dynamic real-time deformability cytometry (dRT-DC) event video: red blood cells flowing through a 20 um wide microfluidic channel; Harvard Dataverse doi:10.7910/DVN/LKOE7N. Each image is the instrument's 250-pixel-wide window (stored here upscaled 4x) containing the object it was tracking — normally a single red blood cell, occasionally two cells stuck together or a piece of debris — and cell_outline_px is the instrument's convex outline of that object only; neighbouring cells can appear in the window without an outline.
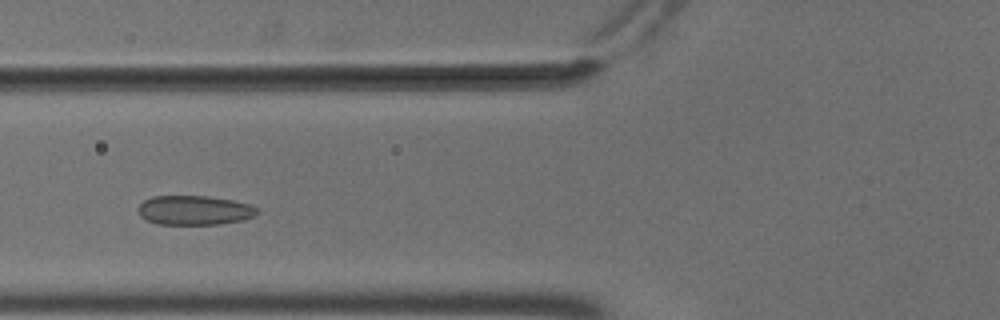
{"species": "common noctule bat (a hibernating species)", "species_latin": "Nyctalus noctula", "temperature_condition": "cold", "stored_images_in_passage": 46, "camera_frame_rate_fps": 3000, "um_per_image_px": 0.085, "animal": {"sex": "male", "body_mass_g": 18.8}, "frame": {"image": 1, "passage_image": 13, "time_ms": 4.0, "image_size_px": [1000, 320], "cell_outline_px": [[260, 212], [244, 220], [220, 224], [156, 224], [140, 216], [136, 208], [144, 200], [152, 196], [204, 196], [232, 200], [248, 204], [256, 208]], "centroid_in_image_um": [16.49, 17.87], "position_along_channel_um": 109.3, "area_um2": 20.35}}
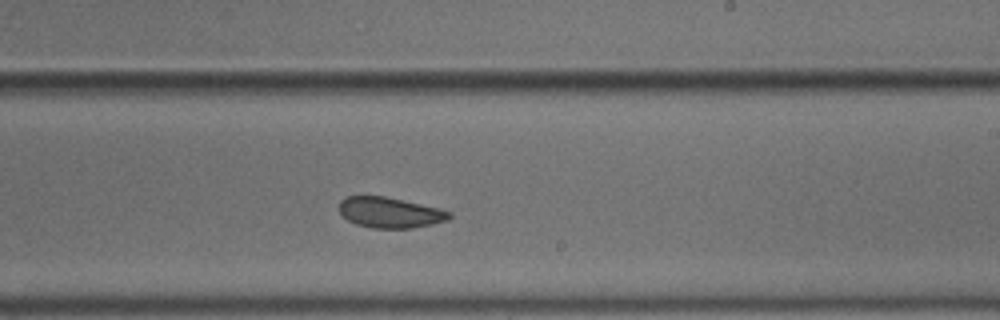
{"frame": {"image": 2, "passage_image": 25, "time_ms": 8.0, "image_size_px": [1000, 320], "cell_outline_px": [[452, 216], [448, 220], [432, 224], [412, 228], [372, 228], [356, 224], [348, 220], [340, 212], [340, 200], [344, 196], [384, 196], [440, 208], [452, 212]], "centroid_in_image_um": [33.16, 18.06], "position_along_channel_um": 255.8, "area_um2": 19.65}}
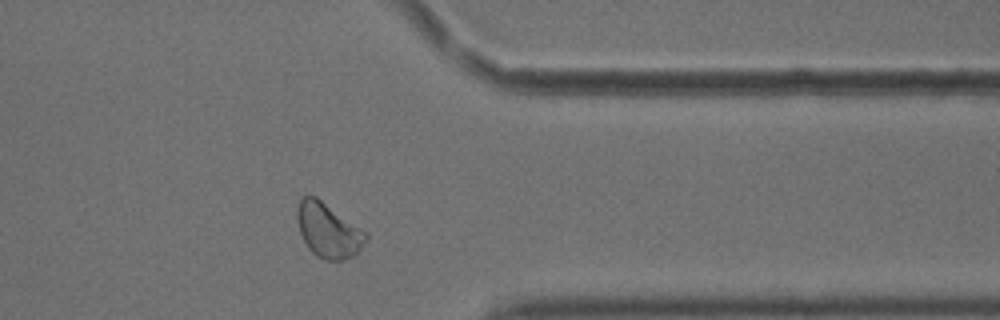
{"frame": {"image": 3, "passage_image": 36, "time_ms": 11.667, "image_size_px": [1000, 320], "cell_outline_px": [[368, 236], [360, 248], [352, 256], [344, 260], [324, 260], [316, 256], [308, 248], [300, 232], [296, 216], [296, 208], [300, 200], [304, 196], [316, 196], [368, 232]], "centroid_in_image_um": [27.89, 19.57], "position_along_channel_um": 383.5, "area_um2": 21.85}, "authors_computed_cell_mechanics": {"area_um2": 20.9814, "velocity_mm_per_s": 3.6614, "shape_relaxation_time_tau1_ms": 6.9121, "shape_relaxation_time_tau2_ms": 1.7778, "deformation_change_tau1": 0.0814, "deformation_change_tau2": 0.0615}}